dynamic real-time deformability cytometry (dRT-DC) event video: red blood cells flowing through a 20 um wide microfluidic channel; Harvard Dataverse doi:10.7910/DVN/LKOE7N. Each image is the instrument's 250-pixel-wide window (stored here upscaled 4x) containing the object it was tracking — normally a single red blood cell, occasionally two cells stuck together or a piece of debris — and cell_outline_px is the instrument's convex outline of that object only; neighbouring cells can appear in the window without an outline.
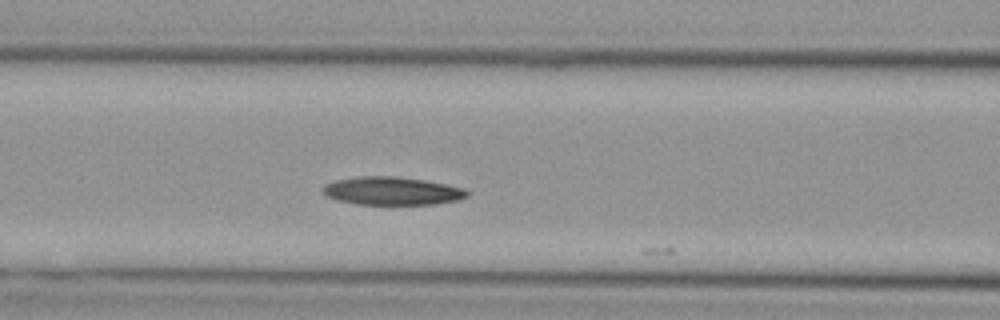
{"species": "Egyptian fruit bat (a non-hibernating species)", "species_latin": "Rousettus aegyptiacus", "temperature_condition": "cold", "stored_images_in_passage": 16, "camera_frame_rate_fps": 3000, "um_per_image_px": 0.085, "animal": {"sex": "female"}, "frame": {"image": 1, "passage_image": 14, "time_ms": 4.333, "image_size_px": [1000, 320], "cell_outline_px": [[472, 192], [468, 196], [460, 200], [436, 204], [356, 204], [336, 200], [324, 196], [324, 184], [336, 180], [360, 176], [392, 176], [424, 180], [464, 188]], "centroid_in_image_um": [33.35, 16.24], "position_along_channel_um": 133.3, "area_um2": 23.7}}